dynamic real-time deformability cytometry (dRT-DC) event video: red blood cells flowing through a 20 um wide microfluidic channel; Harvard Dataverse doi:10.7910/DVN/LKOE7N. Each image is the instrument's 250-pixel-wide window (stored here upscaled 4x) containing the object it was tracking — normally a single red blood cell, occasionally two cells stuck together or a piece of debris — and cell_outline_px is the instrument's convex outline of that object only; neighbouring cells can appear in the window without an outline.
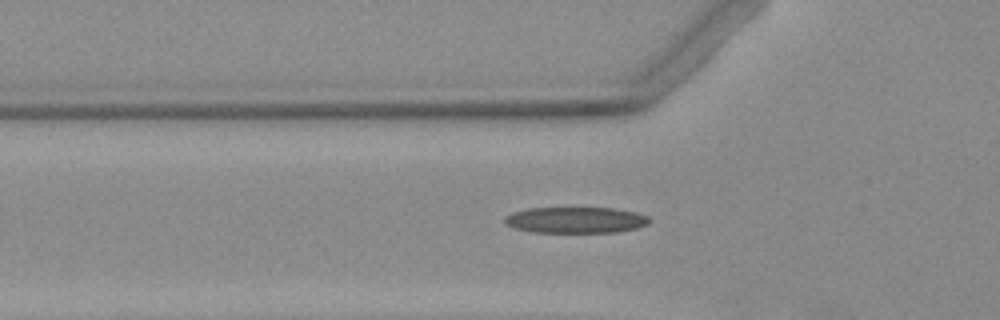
{"species": "Egyptian fruit bat (a non-hibernating species)", "species_latin": "Rousettus aegyptiacus", "temperature_condition": "warm", "stored_images_in_passage": 32, "camera_frame_rate_fps": 3000, "um_per_image_px": 0.085, "animal": {"sex": "female"}, "frame": {"image": 1, "passage_image": 2, "time_ms": 0.333, "image_size_px": [1000, 320], "cell_outline_px": [[652, 220], [648, 224], [636, 228], [616, 232], [532, 232], [516, 228], [504, 224], [504, 216], [512, 212], [528, 208], [616, 208], [636, 212], [648, 216]], "centroid_in_image_um": [48.93, 18.69], "position_along_channel_um": 76.9, "area_um2": 22.14}}
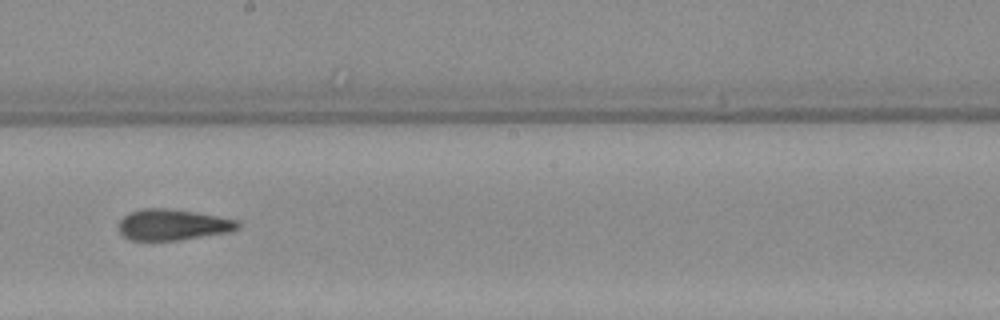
{"frame": {"image": 2, "passage_image": 14, "time_ms": 4.333, "image_size_px": [1000, 320], "cell_outline_px": [[240, 224], [236, 228], [228, 232], [176, 240], [132, 240], [124, 236], [120, 232], [120, 220], [128, 212], [140, 208], [168, 208], [216, 216], [236, 220]], "centroid_in_image_um": [14.62, 19.09], "position_along_channel_um": 233.6, "area_um2": 21.1}}
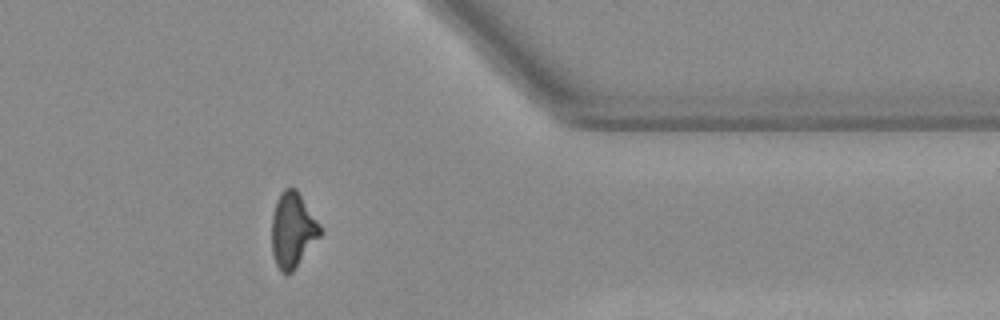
{"frame": {"image": 3, "passage_image": 27, "time_ms": 8.667, "image_size_px": [1000, 320], "cell_outline_px": [[320, 236], [292, 272], [284, 272], [276, 264], [272, 252], [272, 216], [276, 200], [280, 192], [284, 188], [296, 188], [320, 224]], "centroid_in_image_um": [24.87, 19.51], "position_along_channel_um": 386.5, "area_um2": 20.87}}